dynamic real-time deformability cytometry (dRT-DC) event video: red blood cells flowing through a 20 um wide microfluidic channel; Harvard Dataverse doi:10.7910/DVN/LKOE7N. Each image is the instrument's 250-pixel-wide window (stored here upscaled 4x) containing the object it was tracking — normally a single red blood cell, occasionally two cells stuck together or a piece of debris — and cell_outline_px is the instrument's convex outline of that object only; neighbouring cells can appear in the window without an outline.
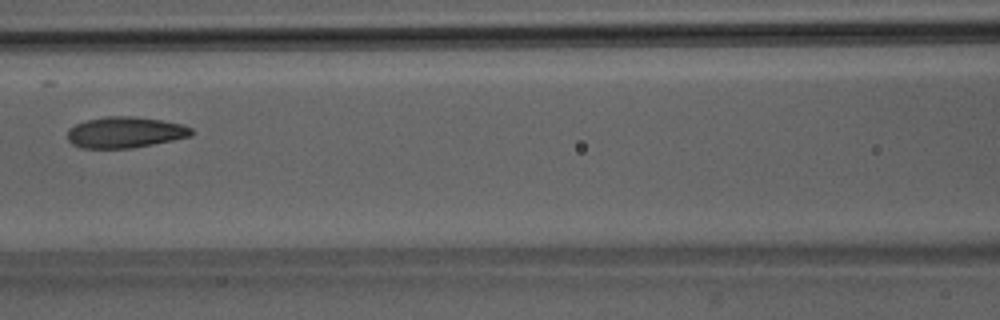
{"species": "Egyptian fruit bat (a non-hibernating species)", "species_latin": "Rousettus aegyptiacus", "temperature_condition": "room temperature", "stored_images_in_passage": 10, "camera_frame_rate_fps": 3000, "um_per_image_px": 0.085, "animal": {"sex": "male"}, "frame": {"image": 1, "passage_image": 7, "time_ms": 8.0, "image_size_px": [1000, 320], "cell_outline_px": [[196, 132], [192, 136], [132, 148], [80, 148], [72, 144], [68, 140], [68, 128], [76, 124], [88, 120], [104, 116], [132, 116], [160, 120], [184, 124], [192, 128]], "centroid_in_image_um": [10.66, 11.25], "position_along_channel_um": 155.9, "area_um2": 22.54}}